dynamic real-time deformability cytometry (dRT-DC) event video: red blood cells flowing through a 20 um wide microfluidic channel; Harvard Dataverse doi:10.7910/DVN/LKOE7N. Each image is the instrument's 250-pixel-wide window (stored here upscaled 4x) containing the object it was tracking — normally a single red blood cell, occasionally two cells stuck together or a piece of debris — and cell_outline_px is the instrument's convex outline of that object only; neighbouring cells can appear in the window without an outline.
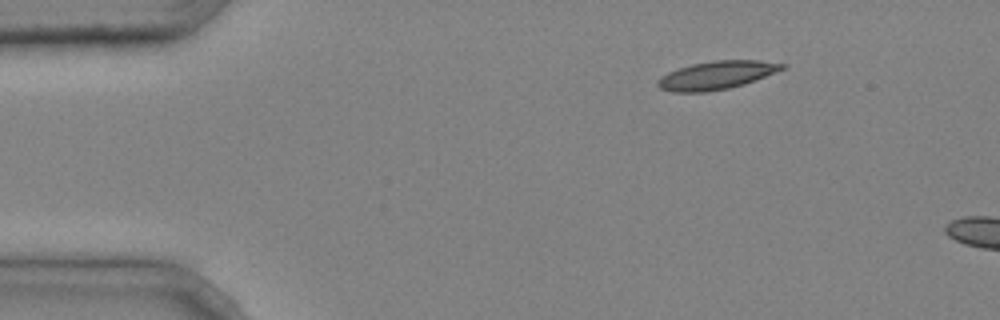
{"species": "common noctule bat (a hibernating species)", "species_latin": "Nyctalus noctula", "temperature_condition": "cold", "stored_images_in_passage": 2, "camera_frame_rate_fps": 3000, "um_per_image_px": 0.085, "animal": {"sex": "male", "body_mass_g": 20.4}, "frame": {"image": 1, "passage_image": 1, "time_ms": 0.0, "image_size_px": [1000, 320], "cell_outline_px": [[788, 64], [784, 68], [744, 84], [728, 88], [708, 92], [672, 92], [660, 88], [656, 84], [656, 80], [660, 76], [668, 72], [692, 64], [716, 60], [760, 60]], "centroid_in_image_um": [60.87, 6.39], "position_along_channel_um": 24.1, "area_um2": 20.35}}